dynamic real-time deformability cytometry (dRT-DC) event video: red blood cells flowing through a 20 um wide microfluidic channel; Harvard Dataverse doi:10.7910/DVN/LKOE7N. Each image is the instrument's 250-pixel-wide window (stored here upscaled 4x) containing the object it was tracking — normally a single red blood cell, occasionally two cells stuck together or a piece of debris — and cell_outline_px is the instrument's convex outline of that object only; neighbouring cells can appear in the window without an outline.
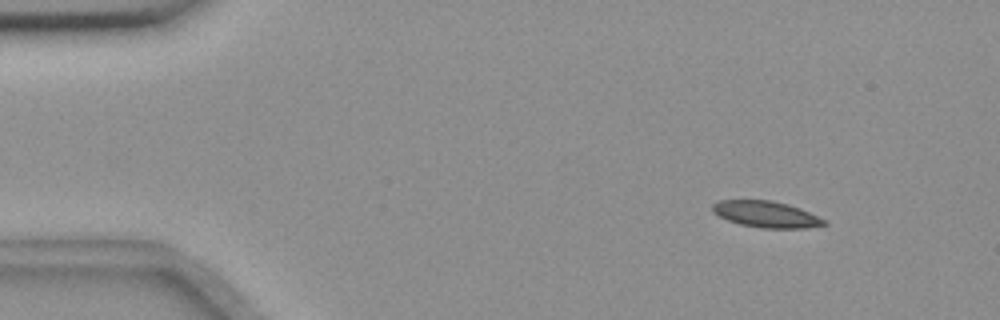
{"species": "common noctule bat (a hibernating species)", "species_latin": "Nyctalus noctula", "temperature_condition": "room temperature", "stored_images_in_passage": 5, "camera_frame_rate_fps": 3000, "um_per_image_px": 0.085, "animal": {"sex": "female", "body_mass_g": 18.4}, "frame": {"image": 1, "passage_image": 2, "time_ms": 1.0, "image_size_px": [1000, 320], "cell_outline_px": [[828, 224], [804, 228], [760, 228], [740, 224], [728, 220], [712, 212], [712, 204], [720, 200], [768, 200], [788, 204], [800, 208], [828, 220]], "centroid_in_image_um": [65.15, 18.21], "position_along_channel_um": 19.9, "area_um2": 17.17}}